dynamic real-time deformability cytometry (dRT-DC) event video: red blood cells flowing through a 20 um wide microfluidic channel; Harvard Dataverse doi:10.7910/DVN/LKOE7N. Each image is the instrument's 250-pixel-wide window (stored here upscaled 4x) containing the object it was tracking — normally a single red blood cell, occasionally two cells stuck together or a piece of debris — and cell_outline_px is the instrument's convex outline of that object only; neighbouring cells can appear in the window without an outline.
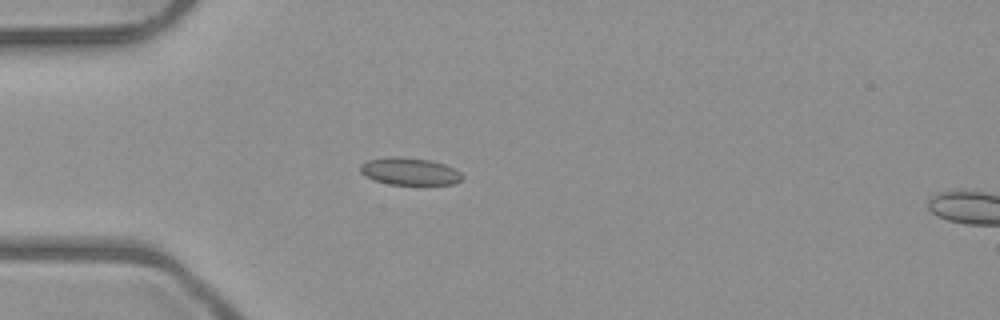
{"species": "common noctule bat (a hibernating species)", "species_latin": "Nyctalus noctula", "temperature_condition": "room temperature", "stored_images_in_passage": 4, "camera_frame_rate_fps": 3000, "um_per_image_px": 0.085, "animal": {"sex": "male", "body_mass_g": 23.1, "forearm_length_mm": 52.7}, "frame": {"image": 1, "passage_image": 3, "time_ms": 3.333, "image_size_px": [1000, 320], "cell_outline_px": [[464, 176], [456, 184], [388, 184], [364, 176], [360, 172], [360, 164], [368, 160], [392, 156], [432, 160], [444, 164], [460, 172]], "centroid_in_image_um": [34.81, 14.56], "position_along_channel_um": 50.2, "area_um2": 16.13}}